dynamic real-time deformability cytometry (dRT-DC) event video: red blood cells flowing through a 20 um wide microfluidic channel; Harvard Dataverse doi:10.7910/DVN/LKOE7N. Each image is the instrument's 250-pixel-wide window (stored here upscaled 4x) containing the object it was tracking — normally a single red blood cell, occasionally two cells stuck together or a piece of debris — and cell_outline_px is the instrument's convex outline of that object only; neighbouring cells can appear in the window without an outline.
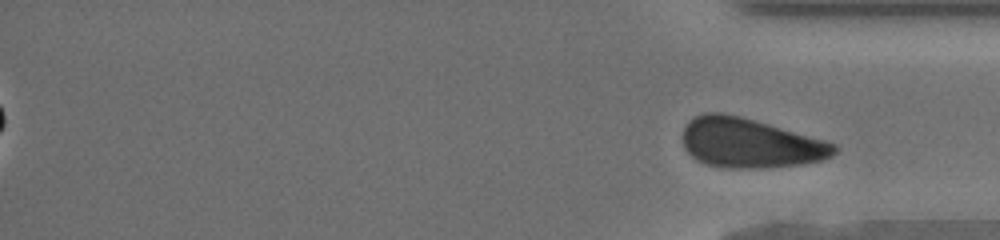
{"species": "human", "species_latin": "Homo sapiens", "temperature_condition": "cold", "stored_images_in_passage": 44, "segment_of_instrument_passage": [2, 2], "camera_frame_rate_fps": 3000, "um_per_image_px": 0.085, "donor": {"sex": "male"}, "frame": {"image": 1, "passage_image": 44, "time_ms": 14.333, "image_size_px": [1000, 240], "cell_outline_px": [[836, 152], [832, 156], [824, 160], [800, 164], [768, 168], [728, 168], [704, 164], [696, 160], [684, 148], [684, 128], [688, 120], [704, 112], [720, 112], [740, 116], [828, 140], [836, 144]], "centroid_in_image_um": [63.77, 12.16], "position_along_channel_um": 371.4, "area_um2": 44.1}}